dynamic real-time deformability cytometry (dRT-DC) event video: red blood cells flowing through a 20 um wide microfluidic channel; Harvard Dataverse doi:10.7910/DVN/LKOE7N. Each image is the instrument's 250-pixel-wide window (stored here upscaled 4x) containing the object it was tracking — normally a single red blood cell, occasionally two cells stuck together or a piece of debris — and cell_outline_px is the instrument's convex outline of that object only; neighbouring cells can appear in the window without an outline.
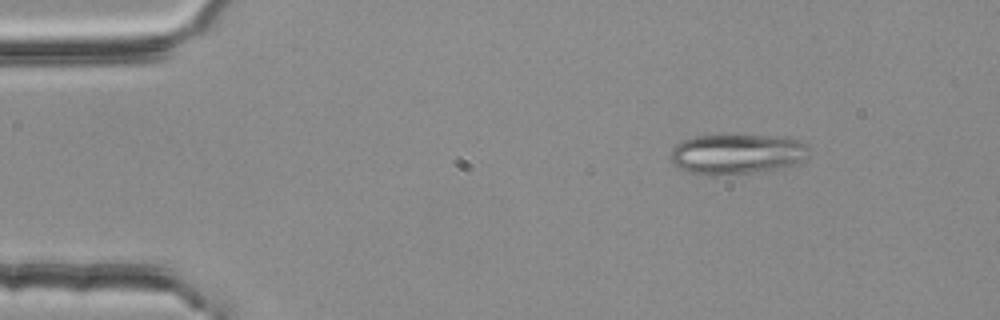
{"species": "common noctule bat (a hibernating species)", "species_latin": "Nyctalus noctula", "temperature_condition": "room temperature", "stored_images_in_passage": 48, "camera_frame_rate_fps": 3000, "um_per_image_px": 0.085, "animal": {"sex": "female", "body_mass_g": 25.1}, "frame": {"image": 1, "passage_image": 1, "time_ms": 0.0, "image_size_px": [1000, 320], "cell_outline_px": [[808, 148], [800, 160], [792, 164], [776, 168], [752, 172], [712, 176], [684, 172], [676, 168], [672, 164], [672, 148], [676, 144], [684, 140], [696, 136], [792, 136], [808, 144]], "centroid_in_image_um": [62.57, 13.09], "position_along_channel_um": 22.4, "area_um2": 32.14}}
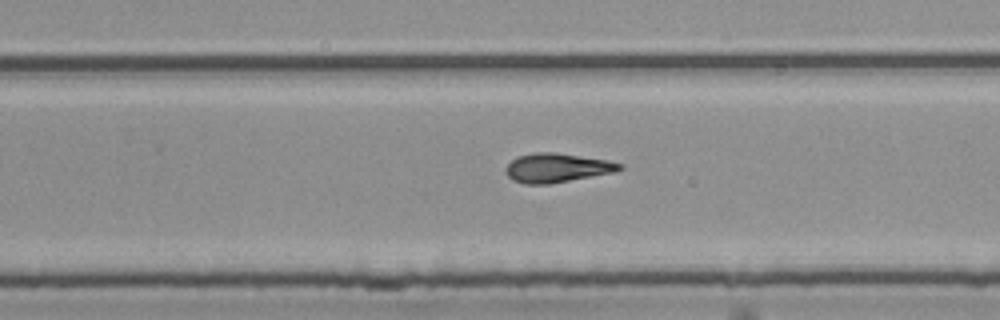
{"frame": {"image": 2, "passage_image": 28, "time_ms": 9.0, "image_size_px": [1000, 320], "cell_outline_px": [[624, 168], [612, 172], [548, 184], [524, 184], [512, 180], [504, 172], [504, 168], [516, 156], [536, 152], [556, 152], [608, 160], [624, 164]], "centroid_in_image_um": [47.3, 14.25], "position_along_channel_um": 282.5, "area_um2": 19.31}}
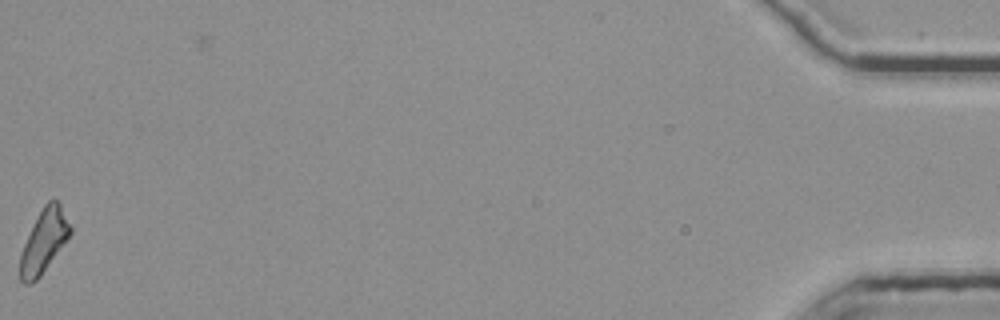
{"frame": {"image": 3, "passage_image": 48, "time_ms": 15.667, "image_size_px": [1000, 320], "cell_outline_px": [[72, 232], [68, 240], [40, 276], [32, 284], [24, 284], [20, 280], [20, 252], [32, 224], [44, 204], [48, 200], [56, 200], [60, 204], [72, 228]], "centroid_in_image_um": [3.73, 20.51], "position_along_channel_um": 431.5, "area_um2": 18.61}, "authors_computed_cell_mechanics": {"area_um2": 19.1318, "velocity_mm_per_s": 3.784, "shape_relaxation_time_tau1_ms": 9.4788, "shape_relaxation_time_tau2_ms": 6.7011, "deformation_change_tau1": 0.2262, "deformation_change_tau2": 0.1854}}